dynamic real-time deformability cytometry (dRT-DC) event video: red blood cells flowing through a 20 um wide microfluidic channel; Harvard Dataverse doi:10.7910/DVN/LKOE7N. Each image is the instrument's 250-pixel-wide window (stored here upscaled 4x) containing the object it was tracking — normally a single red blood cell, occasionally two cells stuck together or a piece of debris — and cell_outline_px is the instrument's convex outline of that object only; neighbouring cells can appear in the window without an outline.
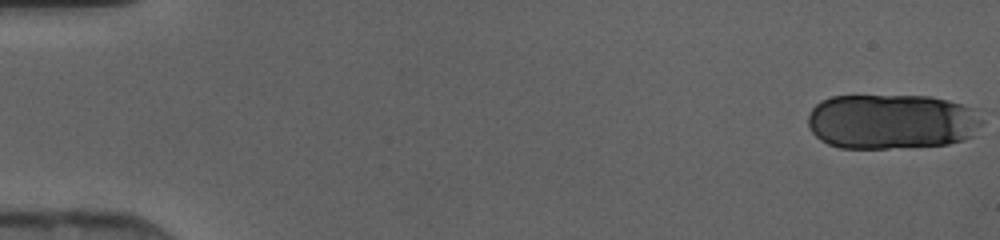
{"species": "human", "species_latin": "Homo sapiens", "temperature_condition": "cold", "stored_images_in_passage": 45, "camera_frame_rate_fps": 3000, "um_per_image_px": 0.085, "donor": {"sex": "female"}, "frame": {"image": 1, "passage_image": 1, "time_ms": 0.0, "image_size_px": [1000, 240], "cell_outline_px": [[984, 120], [976, 136], [964, 140], [948, 144], [888, 148], [840, 148], [828, 144], [820, 140], [812, 132], [808, 124], [808, 116], [812, 108], [820, 100], [832, 96], [928, 96], [948, 100], [964, 104], [972, 108]], "centroid_in_image_um": [75.82, 10.33], "position_along_channel_um": 9.2, "area_um2": 56.53}}
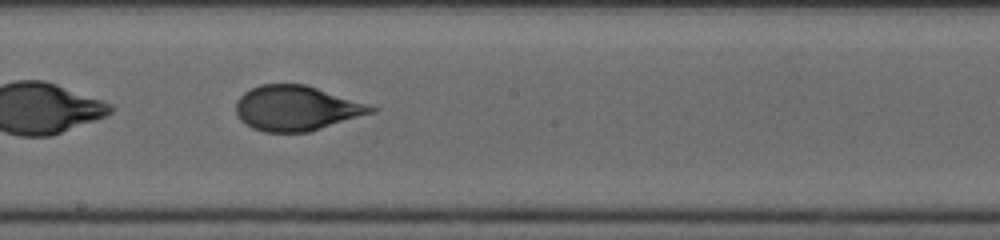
{"frame": {"image": 2, "passage_image": 27, "time_ms": 8.667, "image_size_px": [1000, 240], "cell_outline_px": [[380, 108], [376, 112], [308, 132], [264, 132], [252, 128], [240, 120], [236, 112], [236, 100], [244, 92], [260, 84], [304, 84], [368, 104]], "centroid_in_image_um": [25.19, 9.2], "position_along_channel_um": 223.0, "area_um2": 35.37}}
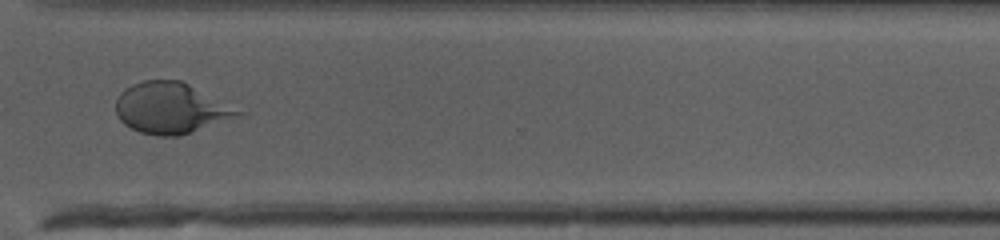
{"frame": {"image": 3, "passage_image": 36, "time_ms": 11.667, "image_size_px": [1000, 240], "cell_outline_px": [[248, 112], [240, 116], [180, 136], [156, 136], [140, 132], [124, 124], [120, 120], [116, 112], [116, 100], [120, 92], [124, 88], [132, 84], [144, 80], [180, 80]], "centroid_in_image_um": [14.56, 9.19], "position_along_channel_um": 356.0, "area_um2": 36.53}}